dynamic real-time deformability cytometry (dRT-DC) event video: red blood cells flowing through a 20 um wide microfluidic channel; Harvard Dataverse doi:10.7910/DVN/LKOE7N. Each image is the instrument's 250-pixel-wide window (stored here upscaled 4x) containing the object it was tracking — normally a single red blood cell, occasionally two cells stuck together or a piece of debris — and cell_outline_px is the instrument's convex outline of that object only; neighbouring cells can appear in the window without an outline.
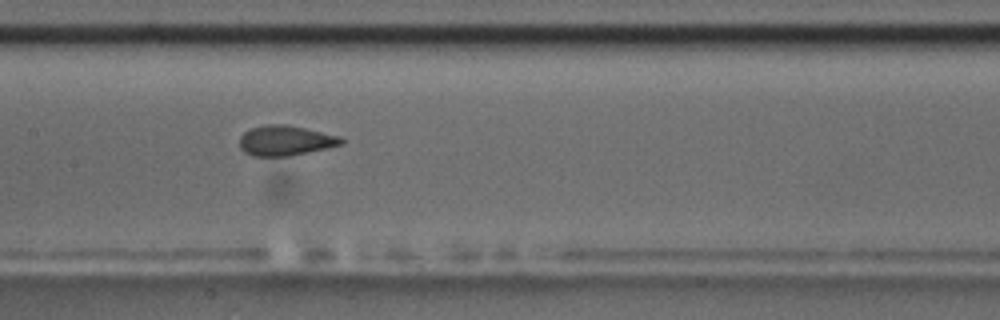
{"species": "common noctule bat (a hibernating species)", "species_latin": "Nyctalus noctula", "temperature_condition": "room temperature", "stored_images_in_passage": 13, "camera_frame_rate_fps": 3000, "um_per_image_px": 0.085, "animal": {"sex": "male", "body_mass_g": 17.5, "forearm_length_mm": 52.3}, "frame": {"image": 1, "passage_image": 6, "time_ms": 6.333, "image_size_px": [1000, 320], "cell_outline_px": [[344, 144], [308, 152], [288, 156], [252, 156], [244, 152], [240, 148], [240, 136], [244, 132], [252, 128], [264, 124], [288, 124], [340, 136], [344, 140]], "centroid_in_image_um": [24.26, 11.94], "position_along_channel_um": 183.1, "area_um2": 17.92}, "authors_computed_cell_mechanics": {"area_um2": 18.0336, "velocity_mm_per_s": 3.4889, "shape_relaxation_time_tau1_ms": null, "shape_relaxation_time_tau2_ms": 1.0745, "deformation_change_tau1": null, "deformation_change_tau2": 0.0406}}